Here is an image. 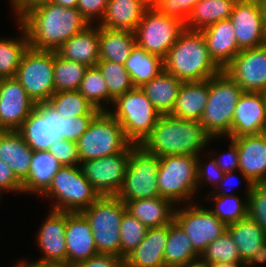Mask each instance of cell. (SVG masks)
<instances>
[{
	"mask_svg": "<svg viewBox=\"0 0 266 267\" xmlns=\"http://www.w3.org/2000/svg\"><path fill=\"white\" fill-rule=\"evenodd\" d=\"M17 22L27 33L29 47L46 51L58 50L73 35L90 25L79 9L54 2L29 9Z\"/></svg>",
	"mask_w": 266,
	"mask_h": 267,
	"instance_id": "cell-1",
	"label": "cell"
},
{
	"mask_svg": "<svg viewBox=\"0 0 266 267\" xmlns=\"http://www.w3.org/2000/svg\"><path fill=\"white\" fill-rule=\"evenodd\" d=\"M212 137L200 121L161 115L150 135L141 144L158 157L171 155H195L209 145Z\"/></svg>",
	"mask_w": 266,
	"mask_h": 267,
	"instance_id": "cell-2",
	"label": "cell"
},
{
	"mask_svg": "<svg viewBox=\"0 0 266 267\" xmlns=\"http://www.w3.org/2000/svg\"><path fill=\"white\" fill-rule=\"evenodd\" d=\"M164 70L183 82L203 81L222 69L210 56L199 30L185 29L163 59Z\"/></svg>",
	"mask_w": 266,
	"mask_h": 267,
	"instance_id": "cell-3",
	"label": "cell"
},
{
	"mask_svg": "<svg viewBox=\"0 0 266 267\" xmlns=\"http://www.w3.org/2000/svg\"><path fill=\"white\" fill-rule=\"evenodd\" d=\"M112 106L114 109L108 108V112L119 122L133 145H141L161 117L140 87L118 96Z\"/></svg>",
	"mask_w": 266,
	"mask_h": 267,
	"instance_id": "cell-4",
	"label": "cell"
},
{
	"mask_svg": "<svg viewBox=\"0 0 266 267\" xmlns=\"http://www.w3.org/2000/svg\"><path fill=\"white\" fill-rule=\"evenodd\" d=\"M242 92L223 70L209 78L208 101L200 123L212 137L230 138L234 110Z\"/></svg>",
	"mask_w": 266,
	"mask_h": 267,
	"instance_id": "cell-5",
	"label": "cell"
},
{
	"mask_svg": "<svg viewBox=\"0 0 266 267\" xmlns=\"http://www.w3.org/2000/svg\"><path fill=\"white\" fill-rule=\"evenodd\" d=\"M157 184L160 197L169 199L175 205L192 203L191 198L197 192V156L159 157Z\"/></svg>",
	"mask_w": 266,
	"mask_h": 267,
	"instance_id": "cell-6",
	"label": "cell"
},
{
	"mask_svg": "<svg viewBox=\"0 0 266 267\" xmlns=\"http://www.w3.org/2000/svg\"><path fill=\"white\" fill-rule=\"evenodd\" d=\"M126 211L117 196H100L81 212L90 223L98 253L120 257V225Z\"/></svg>",
	"mask_w": 266,
	"mask_h": 267,
	"instance_id": "cell-7",
	"label": "cell"
},
{
	"mask_svg": "<svg viewBox=\"0 0 266 267\" xmlns=\"http://www.w3.org/2000/svg\"><path fill=\"white\" fill-rule=\"evenodd\" d=\"M41 196L53 198L50 210L63 212H82L100 197L77 165L62 166Z\"/></svg>",
	"mask_w": 266,
	"mask_h": 267,
	"instance_id": "cell-8",
	"label": "cell"
},
{
	"mask_svg": "<svg viewBox=\"0 0 266 267\" xmlns=\"http://www.w3.org/2000/svg\"><path fill=\"white\" fill-rule=\"evenodd\" d=\"M130 145L119 122L108 111H101L77 142L80 160L121 153Z\"/></svg>",
	"mask_w": 266,
	"mask_h": 267,
	"instance_id": "cell-9",
	"label": "cell"
},
{
	"mask_svg": "<svg viewBox=\"0 0 266 267\" xmlns=\"http://www.w3.org/2000/svg\"><path fill=\"white\" fill-rule=\"evenodd\" d=\"M158 166V156L146 150L142 145L131 144L123 186L116 196L124 203L158 197Z\"/></svg>",
	"mask_w": 266,
	"mask_h": 267,
	"instance_id": "cell-10",
	"label": "cell"
},
{
	"mask_svg": "<svg viewBox=\"0 0 266 267\" xmlns=\"http://www.w3.org/2000/svg\"><path fill=\"white\" fill-rule=\"evenodd\" d=\"M184 30V23L149 6L134 31L136 45L164 59Z\"/></svg>",
	"mask_w": 266,
	"mask_h": 267,
	"instance_id": "cell-11",
	"label": "cell"
},
{
	"mask_svg": "<svg viewBox=\"0 0 266 267\" xmlns=\"http://www.w3.org/2000/svg\"><path fill=\"white\" fill-rule=\"evenodd\" d=\"M15 78L35 104L48 102L54 90V51L28 48Z\"/></svg>",
	"mask_w": 266,
	"mask_h": 267,
	"instance_id": "cell-12",
	"label": "cell"
},
{
	"mask_svg": "<svg viewBox=\"0 0 266 267\" xmlns=\"http://www.w3.org/2000/svg\"><path fill=\"white\" fill-rule=\"evenodd\" d=\"M174 221L187 233L200 255L227 230V226L209 208L199 206L197 202L176 205Z\"/></svg>",
	"mask_w": 266,
	"mask_h": 267,
	"instance_id": "cell-13",
	"label": "cell"
},
{
	"mask_svg": "<svg viewBox=\"0 0 266 267\" xmlns=\"http://www.w3.org/2000/svg\"><path fill=\"white\" fill-rule=\"evenodd\" d=\"M129 157L130 146L114 155L80 160L77 166L100 196H116L123 186Z\"/></svg>",
	"mask_w": 266,
	"mask_h": 267,
	"instance_id": "cell-14",
	"label": "cell"
},
{
	"mask_svg": "<svg viewBox=\"0 0 266 267\" xmlns=\"http://www.w3.org/2000/svg\"><path fill=\"white\" fill-rule=\"evenodd\" d=\"M64 117L47 102L38 103L17 130L33 151H48L63 139Z\"/></svg>",
	"mask_w": 266,
	"mask_h": 267,
	"instance_id": "cell-15",
	"label": "cell"
},
{
	"mask_svg": "<svg viewBox=\"0 0 266 267\" xmlns=\"http://www.w3.org/2000/svg\"><path fill=\"white\" fill-rule=\"evenodd\" d=\"M229 19L240 50L266 44V24L259 0H237Z\"/></svg>",
	"mask_w": 266,
	"mask_h": 267,
	"instance_id": "cell-16",
	"label": "cell"
},
{
	"mask_svg": "<svg viewBox=\"0 0 266 267\" xmlns=\"http://www.w3.org/2000/svg\"><path fill=\"white\" fill-rule=\"evenodd\" d=\"M243 92L266 91V44L241 50L223 69Z\"/></svg>",
	"mask_w": 266,
	"mask_h": 267,
	"instance_id": "cell-17",
	"label": "cell"
},
{
	"mask_svg": "<svg viewBox=\"0 0 266 267\" xmlns=\"http://www.w3.org/2000/svg\"><path fill=\"white\" fill-rule=\"evenodd\" d=\"M228 139L237 145L239 173L245 179L244 195L248 197L253 184L266 183V132Z\"/></svg>",
	"mask_w": 266,
	"mask_h": 267,
	"instance_id": "cell-18",
	"label": "cell"
},
{
	"mask_svg": "<svg viewBox=\"0 0 266 267\" xmlns=\"http://www.w3.org/2000/svg\"><path fill=\"white\" fill-rule=\"evenodd\" d=\"M35 106L15 77L1 78L0 130H18Z\"/></svg>",
	"mask_w": 266,
	"mask_h": 267,
	"instance_id": "cell-19",
	"label": "cell"
},
{
	"mask_svg": "<svg viewBox=\"0 0 266 267\" xmlns=\"http://www.w3.org/2000/svg\"><path fill=\"white\" fill-rule=\"evenodd\" d=\"M66 212L50 210L38 230L37 244L43 256L37 263L67 266Z\"/></svg>",
	"mask_w": 266,
	"mask_h": 267,
	"instance_id": "cell-20",
	"label": "cell"
},
{
	"mask_svg": "<svg viewBox=\"0 0 266 267\" xmlns=\"http://www.w3.org/2000/svg\"><path fill=\"white\" fill-rule=\"evenodd\" d=\"M266 132V98L262 92H242L231 123L230 138Z\"/></svg>",
	"mask_w": 266,
	"mask_h": 267,
	"instance_id": "cell-21",
	"label": "cell"
},
{
	"mask_svg": "<svg viewBox=\"0 0 266 267\" xmlns=\"http://www.w3.org/2000/svg\"><path fill=\"white\" fill-rule=\"evenodd\" d=\"M239 255L246 265L266 263V232L249 217L227 226Z\"/></svg>",
	"mask_w": 266,
	"mask_h": 267,
	"instance_id": "cell-22",
	"label": "cell"
},
{
	"mask_svg": "<svg viewBox=\"0 0 266 267\" xmlns=\"http://www.w3.org/2000/svg\"><path fill=\"white\" fill-rule=\"evenodd\" d=\"M65 242L67 267L99 254L90 223L81 212H66Z\"/></svg>",
	"mask_w": 266,
	"mask_h": 267,
	"instance_id": "cell-23",
	"label": "cell"
},
{
	"mask_svg": "<svg viewBox=\"0 0 266 267\" xmlns=\"http://www.w3.org/2000/svg\"><path fill=\"white\" fill-rule=\"evenodd\" d=\"M200 31L205 38L210 56L222 70L241 51L230 19L218 21Z\"/></svg>",
	"mask_w": 266,
	"mask_h": 267,
	"instance_id": "cell-24",
	"label": "cell"
},
{
	"mask_svg": "<svg viewBox=\"0 0 266 267\" xmlns=\"http://www.w3.org/2000/svg\"><path fill=\"white\" fill-rule=\"evenodd\" d=\"M99 25H88L73 35L56 53L63 59L82 63L88 67L96 66L100 60Z\"/></svg>",
	"mask_w": 266,
	"mask_h": 267,
	"instance_id": "cell-25",
	"label": "cell"
},
{
	"mask_svg": "<svg viewBox=\"0 0 266 267\" xmlns=\"http://www.w3.org/2000/svg\"><path fill=\"white\" fill-rule=\"evenodd\" d=\"M33 152L17 130H0V159L22 184L29 175Z\"/></svg>",
	"mask_w": 266,
	"mask_h": 267,
	"instance_id": "cell-26",
	"label": "cell"
},
{
	"mask_svg": "<svg viewBox=\"0 0 266 267\" xmlns=\"http://www.w3.org/2000/svg\"><path fill=\"white\" fill-rule=\"evenodd\" d=\"M168 225L149 228L143 241L124 259L125 267H165Z\"/></svg>",
	"mask_w": 266,
	"mask_h": 267,
	"instance_id": "cell-27",
	"label": "cell"
},
{
	"mask_svg": "<svg viewBox=\"0 0 266 267\" xmlns=\"http://www.w3.org/2000/svg\"><path fill=\"white\" fill-rule=\"evenodd\" d=\"M126 210L149 228L168 225L174 220L176 205L167 198L155 197L131 200L125 203Z\"/></svg>",
	"mask_w": 266,
	"mask_h": 267,
	"instance_id": "cell-28",
	"label": "cell"
},
{
	"mask_svg": "<svg viewBox=\"0 0 266 267\" xmlns=\"http://www.w3.org/2000/svg\"><path fill=\"white\" fill-rule=\"evenodd\" d=\"M149 5L144 0H108L99 26L135 31Z\"/></svg>",
	"mask_w": 266,
	"mask_h": 267,
	"instance_id": "cell-29",
	"label": "cell"
},
{
	"mask_svg": "<svg viewBox=\"0 0 266 267\" xmlns=\"http://www.w3.org/2000/svg\"><path fill=\"white\" fill-rule=\"evenodd\" d=\"M209 79L183 82L171 115L186 120L200 121L208 101Z\"/></svg>",
	"mask_w": 266,
	"mask_h": 267,
	"instance_id": "cell-30",
	"label": "cell"
},
{
	"mask_svg": "<svg viewBox=\"0 0 266 267\" xmlns=\"http://www.w3.org/2000/svg\"><path fill=\"white\" fill-rule=\"evenodd\" d=\"M183 81L163 70L140 89L161 115L171 114Z\"/></svg>",
	"mask_w": 266,
	"mask_h": 267,
	"instance_id": "cell-31",
	"label": "cell"
},
{
	"mask_svg": "<svg viewBox=\"0 0 266 267\" xmlns=\"http://www.w3.org/2000/svg\"><path fill=\"white\" fill-rule=\"evenodd\" d=\"M63 165L49 151H34L23 193L41 195L49 188L53 176Z\"/></svg>",
	"mask_w": 266,
	"mask_h": 267,
	"instance_id": "cell-32",
	"label": "cell"
},
{
	"mask_svg": "<svg viewBox=\"0 0 266 267\" xmlns=\"http://www.w3.org/2000/svg\"><path fill=\"white\" fill-rule=\"evenodd\" d=\"M136 45L133 31L99 26L100 60L124 65Z\"/></svg>",
	"mask_w": 266,
	"mask_h": 267,
	"instance_id": "cell-33",
	"label": "cell"
},
{
	"mask_svg": "<svg viewBox=\"0 0 266 267\" xmlns=\"http://www.w3.org/2000/svg\"><path fill=\"white\" fill-rule=\"evenodd\" d=\"M199 258L200 254L194 249L187 233L174 220L169 223L164 249L165 267H180Z\"/></svg>",
	"mask_w": 266,
	"mask_h": 267,
	"instance_id": "cell-34",
	"label": "cell"
},
{
	"mask_svg": "<svg viewBox=\"0 0 266 267\" xmlns=\"http://www.w3.org/2000/svg\"><path fill=\"white\" fill-rule=\"evenodd\" d=\"M237 0H200L188 15L185 29L202 30L205 27L227 20Z\"/></svg>",
	"mask_w": 266,
	"mask_h": 267,
	"instance_id": "cell-35",
	"label": "cell"
},
{
	"mask_svg": "<svg viewBox=\"0 0 266 267\" xmlns=\"http://www.w3.org/2000/svg\"><path fill=\"white\" fill-rule=\"evenodd\" d=\"M124 67L130 75L133 86L141 87L164 70V63L161 57L135 45Z\"/></svg>",
	"mask_w": 266,
	"mask_h": 267,
	"instance_id": "cell-36",
	"label": "cell"
},
{
	"mask_svg": "<svg viewBox=\"0 0 266 267\" xmlns=\"http://www.w3.org/2000/svg\"><path fill=\"white\" fill-rule=\"evenodd\" d=\"M20 37H0V78L15 77L29 41L24 27L18 22Z\"/></svg>",
	"mask_w": 266,
	"mask_h": 267,
	"instance_id": "cell-37",
	"label": "cell"
},
{
	"mask_svg": "<svg viewBox=\"0 0 266 267\" xmlns=\"http://www.w3.org/2000/svg\"><path fill=\"white\" fill-rule=\"evenodd\" d=\"M47 103L65 118H74L82 115H98L101 112L78 90L55 92Z\"/></svg>",
	"mask_w": 266,
	"mask_h": 267,
	"instance_id": "cell-38",
	"label": "cell"
},
{
	"mask_svg": "<svg viewBox=\"0 0 266 267\" xmlns=\"http://www.w3.org/2000/svg\"><path fill=\"white\" fill-rule=\"evenodd\" d=\"M88 66L75 61L63 59L54 51V90H78Z\"/></svg>",
	"mask_w": 266,
	"mask_h": 267,
	"instance_id": "cell-39",
	"label": "cell"
},
{
	"mask_svg": "<svg viewBox=\"0 0 266 267\" xmlns=\"http://www.w3.org/2000/svg\"><path fill=\"white\" fill-rule=\"evenodd\" d=\"M211 195V196H210ZM214 203V209L209 210L226 226L248 217V197L241 199L238 195H216L211 192L206 195Z\"/></svg>",
	"mask_w": 266,
	"mask_h": 267,
	"instance_id": "cell-40",
	"label": "cell"
},
{
	"mask_svg": "<svg viewBox=\"0 0 266 267\" xmlns=\"http://www.w3.org/2000/svg\"><path fill=\"white\" fill-rule=\"evenodd\" d=\"M96 67L100 70L108 88V105L120 95L134 88L124 65L107 60H99Z\"/></svg>",
	"mask_w": 266,
	"mask_h": 267,
	"instance_id": "cell-41",
	"label": "cell"
},
{
	"mask_svg": "<svg viewBox=\"0 0 266 267\" xmlns=\"http://www.w3.org/2000/svg\"><path fill=\"white\" fill-rule=\"evenodd\" d=\"M78 91L98 110L108 111V88L100 70L88 67ZM107 104V105H104Z\"/></svg>",
	"mask_w": 266,
	"mask_h": 267,
	"instance_id": "cell-42",
	"label": "cell"
},
{
	"mask_svg": "<svg viewBox=\"0 0 266 267\" xmlns=\"http://www.w3.org/2000/svg\"><path fill=\"white\" fill-rule=\"evenodd\" d=\"M208 264L244 263L230 233L226 230L214 242H211L200 255Z\"/></svg>",
	"mask_w": 266,
	"mask_h": 267,
	"instance_id": "cell-43",
	"label": "cell"
},
{
	"mask_svg": "<svg viewBox=\"0 0 266 267\" xmlns=\"http://www.w3.org/2000/svg\"><path fill=\"white\" fill-rule=\"evenodd\" d=\"M148 228L127 211L120 225V257L125 259L144 239Z\"/></svg>",
	"mask_w": 266,
	"mask_h": 267,
	"instance_id": "cell-44",
	"label": "cell"
},
{
	"mask_svg": "<svg viewBox=\"0 0 266 267\" xmlns=\"http://www.w3.org/2000/svg\"><path fill=\"white\" fill-rule=\"evenodd\" d=\"M248 217L266 232V183L253 184L248 195Z\"/></svg>",
	"mask_w": 266,
	"mask_h": 267,
	"instance_id": "cell-45",
	"label": "cell"
},
{
	"mask_svg": "<svg viewBox=\"0 0 266 267\" xmlns=\"http://www.w3.org/2000/svg\"><path fill=\"white\" fill-rule=\"evenodd\" d=\"M200 156L203 157L201 154L197 156V190L201 189V185H206L208 183L209 186L213 187L212 191H214L219 182L223 179L224 172L216 164L213 156L208 157L209 160H207L206 164L204 160L201 161Z\"/></svg>",
	"mask_w": 266,
	"mask_h": 267,
	"instance_id": "cell-46",
	"label": "cell"
},
{
	"mask_svg": "<svg viewBox=\"0 0 266 267\" xmlns=\"http://www.w3.org/2000/svg\"><path fill=\"white\" fill-rule=\"evenodd\" d=\"M200 0H158L154 7L161 13L186 23L192 8Z\"/></svg>",
	"mask_w": 266,
	"mask_h": 267,
	"instance_id": "cell-47",
	"label": "cell"
},
{
	"mask_svg": "<svg viewBox=\"0 0 266 267\" xmlns=\"http://www.w3.org/2000/svg\"><path fill=\"white\" fill-rule=\"evenodd\" d=\"M63 166L77 165L80 155L77 143L60 139L53 143L48 150Z\"/></svg>",
	"mask_w": 266,
	"mask_h": 267,
	"instance_id": "cell-48",
	"label": "cell"
},
{
	"mask_svg": "<svg viewBox=\"0 0 266 267\" xmlns=\"http://www.w3.org/2000/svg\"><path fill=\"white\" fill-rule=\"evenodd\" d=\"M97 115H82L74 118L64 117L63 139L77 143Z\"/></svg>",
	"mask_w": 266,
	"mask_h": 267,
	"instance_id": "cell-49",
	"label": "cell"
},
{
	"mask_svg": "<svg viewBox=\"0 0 266 267\" xmlns=\"http://www.w3.org/2000/svg\"><path fill=\"white\" fill-rule=\"evenodd\" d=\"M107 3L108 0H78L77 9L89 24H94L95 21L99 23L103 18Z\"/></svg>",
	"mask_w": 266,
	"mask_h": 267,
	"instance_id": "cell-50",
	"label": "cell"
},
{
	"mask_svg": "<svg viewBox=\"0 0 266 267\" xmlns=\"http://www.w3.org/2000/svg\"><path fill=\"white\" fill-rule=\"evenodd\" d=\"M6 191L23 193V184L17 179L9 165L0 159V194Z\"/></svg>",
	"mask_w": 266,
	"mask_h": 267,
	"instance_id": "cell-51",
	"label": "cell"
},
{
	"mask_svg": "<svg viewBox=\"0 0 266 267\" xmlns=\"http://www.w3.org/2000/svg\"><path fill=\"white\" fill-rule=\"evenodd\" d=\"M230 141V148L227 150L226 153L218 154L219 156H215L212 154L213 158L216 161V164L221 168V170L226 172L231 171H239V153L237 145L231 140Z\"/></svg>",
	"mask_w": 266,
	"mask_h": 267,
	"instance_id": "cell-52",
	"label": "cell"
},
{
	"mask_svg": "<svg viewBox=\"0 0 266 267\" xmlns=\"http://www.w3.org/2000/svg\"><path fill=\"white\" fill-rule=\"evenodd\" d=\"M72 267H125L124 259L112 254L99 253Z\"/></svg>",
	"mask_w": 266,
	"mask_h": 267,
	"instance_id": "cell-53",
	"label": "cell"
},
{
	"mask_svg": "<svg viewBox=\"0 0 266 267\" xmlns=\"http://www.w3.org/2000/svg\"><path fill=\"white\" fill-rule=\"evenodd\" d=\"M54 0H10L11 7L19 20L29 9L51 4Z\"/></svg>",
	"mask_w": 266,
	"mask_h": 267,
	"instance_id": "cell-54",
	"label": "cell"
},
{
	"mask_svg": "<svg viewBox=\"0 0 266 267\" xmlns=\"http://www.w3.org/2000/svg\"><path fill=\"white\" fill-rule=\"evenodd\" d=\"M234 174H235V171L224 173L223 179L219 182V184L216 187V189L213 192L211 191V193L212 194H216V195H223V196L234 195L233 193H228L229 191L228 192L226 191L227 190L226 188L229 187V186L231 187L232 183L234 182V181L232 182V179H236V176ZM239 182L240 181H238L237 183L239 184ZM236 186H238V185H236Z\"/></svg>",
	"mask_w": 266,
	"mask_h": 267,
	"instance_id": "cell-55",
	"label": "cell"
},
{
	"mask_svg": "<svg viewBox=\"0 0 266 267\" xmlns=\"http://www.w3.org/2000/svg\"><path fill=\"white\" fill-rule=\"evenodd\" d=\"M26 259L20 260L19 262H16V264L13 267H49V264H40L34 261H29Z\"/></svg>",
	"mask_w": 266,
	"mask_h": 267,
	"instance_id": "cell-56",
	"label": "cell"
},
{
	"mask_svg": "<svg viewBox=\"0 0 266 267\" xmlns=\"http://www.w3.org/2000/svg\"><path fill=\"white\" fill-rule=\"evenodd\" d=\"M54 3L66 8H77L78 0H54Z\"/></svg>",
	"mask_w": 266,
	"mask_h": 267,
	"instance_id": "cell-57",
	"label": "cell"
},
{
	"mask_svg": "<svg viewBox=\"0 0 266 267\" xmlns=\"http://www.w3.org/2000/svg\"><path fill=\"white\" fill-rule=\"evenodd\" d=\"M180 267H209V264L206 261L199 258L197 260L188 262L187 264Z\"/></svg>",
	"mask_w": 266,
	"mask_h": 267,
	"instance_id": "cell-58",
	"label": "cell"
},
{
	"mask_svg": "<svg viewBox=\"0 0 266 267\" xmlns=\"http://www.w3.org/2000/svg\"><path fill=\"white\" fill-rule=\"evenodd\" d=\"M245 263H213L209 267H246Z\"/></svg>",
	"mask_w": 266,
	"mask_h": 267,
	"instance_id": "cell-59",
	"label": "cell"
},
{
	"mask_svg": "<svg viewBox=\"0 0 266 267\" xmlns=\"http://www.w3.org/2000/svg\"><path fill=\"white\" fill-rule=\"evenodd\" d=\"M262 11H263V15H264V20H265V24H266V0H259Z\"/></svg>",
	"mask_w": 266,
	"mask_h": 267,
	"instance_id": "cell-60",
	"label": "cell"
},
{
	"mask_svg": "<svg viewBox=\"0 0 266 267\" xmlns=\"http://www.w3.org/2000/svg\"><path fill=\"white\" fill-rule=\"evenodd\" d=\"M149 6H154L158 0H144Z\"/></svg>",
	"mask_w": 266,
	"mask_h": 267,
	"instance_id": "cell-61",
	"label": "cell"
},
{
	"mask_svg": "<svg viewBox=\"0 0 266 267\" xmlns=\"http://www.w3.org/2000/svg\"><path fill=\"white\" fill-rule=\"evenodd\" d=\"M49 267H67V266H54L49 264Z\"/></svg>",
	"mask_w": 266,
	"mask_h": 267,
	"instance_id": "cell-62",
	"label": "cell"
}]
</instances>
